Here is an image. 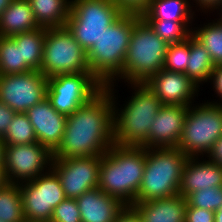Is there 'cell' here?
Here are the masks:
<instances>
[{"label":"cell","instance_id":"6da1fadb","mask_svg":"<svg viewBox=\"0 0 222 222\" xmlns=\"http://www.w3.org/2000/svg\"><path fill=\"white\" fill-rule=\"evenodd\" d=\"M114 144L113 102L104 87L67 116L61 143L52 158L101 156Z\"/></svg>","mask_w":222,"mask_h":222},{"label":"cell","instance_id":"7a4b0ae2","mask_svg":"<svg viewBox=\"0 0 222 222\" xmlns=\"http://www.w3.org/2000/svg\"><path fill=\"white\" fill-rule=\"evenodd\" d=\"M114 85L105 86L113 102L114 144L143 147L148 142L150 127L163 104L146 83H130L135 90L134 95L123 109L118 108Z\"/></svg>","mask_w":222,"mask_h":222},{"label":"cell","instance_id":"3957f363","mask_svg":"<svg viewBox=\"0 0 222 222\" xmlns=\"http://www.w3.org/2000/svg\"><path fill=\"white\" fill-rule=\"evenodd\" d=\"M145 162V147L113 144L101 155L98 188L125 205H133L141 185Z\"/></svg>","mask_w":222,"mask_h":222},{"label":"cell","instance_id":"277c9868","mask_svg":"<svg viewBox=\"0 0 222 222\" xmlns=\"http://www.w3.org/2000/svg\"><path fill=\"white\" fill-rule=\"evenodd\" d=\"M134 25L135 13H124L87 51L89 70L104 86L122 73Z\"/></svg>","mask_w":222,"mask_h":222},{"label":"cell","instance_id":"5b68a950","mask_svg":"<svg viewBox=\"0 0 222 222\" xmlns=\"http://www.w3.org/2000/svg\"><path fill=\"white\" fill-rule=\"evenodd\" d=\"M168 45L139 14H135L123 70L114 81L125 79L128 84L146 83L163 69Z\"/></svg>","mask_w":222,"mask_h":222},{"label":"cell","instance_id":"8992f818","mask_svg":"<svg viewBox=\"0 0 222 222\" xmlns=\"http://www.w3.org/2000/svg\"><path fill=\"white\" fill-rule=\"evenodd\" d=\"M188 156L178 148H146L144 174L135 202L179 194Z\"/></svg>","mask_w":222,"mask_h":222},{"label":"cell","instance_id":"52a82bcc","mask_svg":"<svg viewBox=\"0 0 222 222\" xmlns=\"http://www.w3.org/2000/svg\"><path fill=\"white\" fill-rule=\"evenodd\" d=\"M124 12L112 0H71L66 27L87 52Z\"/></svg>","mask_w":222,"mask_h":222},{"label":"cell","instance_id":"ba28073f","mask_svg":"<svg viewBox=\"0 0 222 222\" xmlns=\"http://www.w3.org/2000/svg\"><path fill=\"white\" fill-rule=\"evenodd\" d=\"M222 136V105L208 101L188 106L177 148L188 157L207 154Z\"/></svg>","mask_w":222,"mask_h":222},{"label":"cell","instance_id":"9c48e42d","mask_svg":"<svg viewBox=\"0 0 222 222\" xmlns=\"http://www.w3.org/2000/svg\"><path fill=\"white\" fill-rule=\"evenodd\" d=\"M40 71L47 78L59 74L90 72L87 52L66 26L46 28Z\"/></svg>","mask_w":222,"mask_h":222},{"label":"cell","instance_id":"30bf717a","mask_svg":"<svg viewBox=\"0 0 222 222\" xmlns=\"http://www.w3.org/2000/svg\"><path fill=\"white\" fill-rule=\"evenodd\" d=\"M104 87L91 72L59 74L47 78L46 97L57 112L68 116Z\"/></svg>","mask_w":222,"mask_h":222},{"label":"cell","instance_id":"8fae6325","mask_svg":"<svg viewBox=\"0 0 222 222\" xmlns=\"http://www.w3.org/2000/svg\"><path fill=\"white\" fill-rule=\"evenodd\" d=\"M25 218L50 222L54 208L66 197L58 175L50 168L31 181L19 184Z\"/></svg>","mask_w":222,"mask_h":222},{"label":"cell","instance_id":"7c38bea8","mask_svg":"<svg viewBox=\"0 0 222 222\" xmlns=\"http://www.w3.org/2000/svg\"><path fill=\"white\" fill-rule=\"evenodd\" d=\"M51 162L52 152L39 142L4 147V169L9 183L31 181L46 173Z\"/></svg>","mask_w":222,"mask_h":222},{"label":"cell","instance_id":"4fadbf2b","mask_svg":"<svg viewBox=\"0 0 222 222\" xmlns=\"http://www.w3.org/2000/svg\"><path fill=\"white\" fill-rule=\"evenodd\" d=\"M47 77L41 71L0 74V101L15 112L25 113L46 98Z\"/></svg>","mask_w":222,"mask_h":222},{"label":"cell","instance_id":"5bb4252c","mask_svg":"<svg viewBox=\"0 0 222 222\" xmlns=\"http://www.w3.org/2000/svg\"><path fill=\"white\" fill-rule=\"evenodd\" d=\"M101 156L52 158L51 169L58 175L66 198L76 199L98 187Z\"/></svg>","mask_w":222,"mask_h":222},{"label":"cell","instance_id":"9a60e30c","mask_svg":"<svg viewBox=\"0 0 222 222\" xmlns=\"http://www.w3.org/2000/svg\"><path fill=\"white\" fill-rule=\"evenodd\" d=\"M146 85L154 92L162 104L191 106L200 89L185 73L161 69ZM194 98V99H193Z\"/></svg>","mask_w":222,"mask_h":222},{"label":"cell","instance_id":"2e32d148","mask_svg":"<svg viewBox=\"0 0 222 222\" xmlns=\"http://www.w3.org/2000/svg\"><path fill=\"white\" fill-rule=\"evenodd\" d=\"M188 107L163 104L149 130L145 148H177Z\"/></svg>","mask_w":222,"mask_h":222},{"label":"cell","instance_id":"e0dca14e","mask_svg":"<svg viewBox=\"0 0 222 222\" xmlns=\"http://www.w3.org/2000/svg\"><path fill=\"white\" fill-rule=\"evenodd\" d=\"M25 113L33 125L37 142L53 152L61 143L67 116L57 112L47 97Z\"/></svg>","mask_w":222,"mask_h":222},{"label":"cell","instance_id":"ac0fdd59","mask_svg":"<svg viewBox=\"0 0 222 222\" xmlns=\"http://www.w3.org/2000/svg\"><path fill=\"white\" fill-rule=\"evenodd\" d=\"M75 200L82 222H114L126 206L121 200L104 193L98 187L87 190Z\"/></svg>","mask_w":222,"mask_h":222},{"label":"cell","instance_id":"d6986e66","mask_svg":"<svg viewBox=\"0 0 222 222\" xmlns=\"http://www.w3.org/2000/svg\"><path fill=\"white\" fill-rule=\"evenodd\" d=\"M200 157H189L183 170L179 194L186 198L189 194L222 186V166Z\"/></svg>","mask_w":222,"mask_h":222},{"label":"cell","instance_id":"ffe728a7","mask_svg":"<svg viewBox=\"0 0 222 222\" xmlns=\"http://www.w3.org/2000/svg\"><path fill=\"white\" fill-rule=\"evenodd\" d=\"M186 205V199L177 194L147 202H135L132 206L139 213L141 222H185Z\"/></svg>","mask_w":222,"mask_h":222},{"label":"cell","instance_id":"44dd1931","mask_svg":"<svg viewBox=\"0 0 222 222\" xmlns=\"http://www.w3.org/2000/svg\"><path fill=\"white\" fill-rule=\"evenodd\" d=\"M40 28L28 0H12L0 15V35L12 37Z\"/></svg>","mask_w":222,"mask_h":222},{"label":"cell","instance_id":"7402d4cb","mask_svg":"<svg viewBox=\"0 0 222 222\" xmlns=\"http://www.w3.org/2000/svg\"><path fill=\"white\" fill-rule=\"evenodd\" d=\"M36 22L43 28L64 27L70 15L71 0H28Z\"/></svg>","mask_w":222,"mask_h":222},{"label":"cell","instance_id":"603a6c76","mask_svg":"<svg viewBox=\"0 0 222 222\" xmlns=\"http://www.w3.org/2000/svg\"><path fill=\"white\" fill-rule=\"evenodd\" d=\"M191 1V0H189ZM188 0H151L140 15L144 20L193 21L194 11Z\"/></svg>","mask_w":222,"mask_h":222},{"label":"cell","instance_id":"cb8c5ba5","mask_svg":"<svg viewBox=\"0 0 222 222\" xmlns=\"http://www.w3.org/2000/svg\"><path fill=\"white\" fill-rule=\"evenodd\" d=\"M215 64L209 52L192 34L190 35V56L185 74L198 86L209 82ZM200 84V85H199Z\"/></svg>","mask_w":222,"mask_h":222},{"label":"cell","instance_id":"d4e9b609","mask_svg":"<svg viewBox=\"0 0 222 222\" xmlns=\"http://www.w3.org/2000/svg\"><path fill=\"white\" fill-rule=\"evenodd\" d=\"M17 44H21L22 60L35 71H40L43 58L46 28L40 27L32 31L23 32L11 37Z\"/></svg>","mask_w":222,"mask_h":222},{"label":"cell","instance_id":"484cf974","mask_svg":"<svg viewBox=\"0 0 222 222\" xmlns=\"http://www.w3.org/2000/svg\"><path fill=\"white\" fill-rule=\"evenodd\" d=\"M32 71L22 60L21 44L0 35V74H21Z\"/></svg>","mask_w":222,"mask_h":222},{"label":"cell","instance_id":"4316f807","mask_svg":"<svg viewBox=\"0 0 222 222\" xmlns=\"http://www.w3.org/2000/svg\"><path fill=\"white\" fill-rule=\"evenodd\" d=\"M194 29V30H193ZM192 29V35L201 42L209 52L215 66L222 65V23L217 20L209 22L197 30Z\"/></svg>","mask_w":222,"mask_h":222},{"label":"cell","instance_id":"83f0119b","mask_svg":"<svg viewBox=\"0 0 222 222\" xmlns=\"http://www.w3.org/2000/svg\"><path fill=\"white\" fill-rule=\"evenodd\" d=\"M24 218L19 184L8 183L0 189V220L22 222Z\"/></svg>","mask_w":222,"mask_h":222},{"label":"cell","instance_id":"f1b7e54d","mask_svg":"<svg viewBox=\"0 0 222 222\" xmlns=\"http://www.w3.org/2000/svg\"><path fill=\"white\" fill-rule=\"evenodd\" d=\"M167 44L182 43L192 34V21L145 20Z\"/></svg>","mask_w":222,"mask_h":222},{"label":"cell","instance_id":"f546056e","mask_svg":"<svg viewBox=\"0 0 222 222\" xmlns=\"http://www.w3.org/2000/svg\"><path fill=\"white\" fill-rule=\"evenodd\" d=\"M2 141L4 145H25L37 142L33 125L26 113H15Z\"/></svg>","mask_w":222,"mask_h":222},{"label":"cell","instance_id":"4dcf8cb0","mask_svg":"<svg viewBox=\"0 0 222 222\" xmlns=\"http://www.w3.org/2000/svg\"><path fill=\"white\" fill-rule=\"evenodd\" d=\"M190 56V36L182 43L169 44L163 69L170 72L185 73Z\"/></svg>","mask_w":222,"mask_h":222},{"label":"cell","instance_id":"1f68e13d","mask_svg":"<svg viewBox=\"0 0 222 222\" xmlns=\"http://www.w3.org/2000/svg\"><path fill=\"white\" fill-rule=\"evenodd\" d=\"M185 199L189 206L205 208L206 210L215 212L219 210L222 205V186L195 191Z\"/></svg>","mask_w":222,"mask_h":222},{"label":"cell","instance_id":"d6a6232c","mask_svg":"<svg viewBox=\"0 0 222 222\" xmlns=\"http://www.w3.org/2000/svg\"><path fill=\"white\" fill-rule=\"evenodd\" d=\"M50 222H82L75 199L65 198L53 210Z\"/></svg>","mask_w":222,"mask_h":222},{"label":"cell","instance_id":"836d02e7","mask_svg":"<svg viewBox=\"0 0 222 222\" xmlns=\"http://www.w3.org/2000/svg\"><path fill=\"white\" fill-rule=\"evenodd\" d=\"M185 222H215V212L187 204Z\"/></svg>","mask_w":222,"mask_h":222},{"label":"cell","instance_id":"e575fe53","mask_svg":"<svg viewBox=\"0 0 222 222\" xmlns=\"http://www.w3.org/2000/svg\"><path fill=\"white\" fill-rule=\"evenodd\" d=\"M124 13L141 15L149 6L151 0H112Z\"/></svg>","mask_w":222,"mask_h":222},{"label":"cell","instance_id":"d590c367","mask_svg":"<svg viewBox=\"0 0 222 222\" xmlns=\"http://www.w3.org/2000/svg\"><path fill=\"white\" fill-rule=\"evenodd\" d=\"M15 111L0 101V138L2 139L11 124Z\"/></svg>","mask_w":222,"mask_h":222},{"label":"cell","instance_id":"8d00e7d4","mask_svg":"<svg viewBox=\"0 0 222 222\" xmlns=\"http://www.w3.org/2000/svg\"><path fill=\"white\" fill-rule=\"evenodd\" d=\"M209 82H212L213 84V89L214 91L217 93V95L219 96V100L221 98V102H222V65H217L213 68L211 77H210ZM212 104H218V105H222V103L218 102H209Z\"/></svg>","mask_w":222,"mask_h":222},{"label":"cell","instance_id":"74e56055","mask_svg":"<svg viewBox=\"0 0 222 222\" xmlns=\"http://www.w3.org/2000/svg\"><path fill=\"white\" fill-rule=\"evenodd\" d=\"M114 222H141L139 213L132 205H126Z\"/></svg>","mask_w":222,"mask_h":222},{"label":"cell","instance_id":"f35d334b","mask_svg":"<svg viewBox=\"0 0 222 222\" xmlns=\"http://www.w3.org/2000/svg\"><path fill=\"white\" fill-rule=\"evenodd\" d=\"M209 161L222 166V136L214 143V146L206 154Z\"/></svg>","mask_w":222,"mask_h":222},{"label":"cell","instance_id":"ab89813d","mask_svg":"<svg viewBox=\"0 0 222 222\" xmlns=\"http://www.w3.org/2000/svg\"><path fill=\"white\" fill-rule=\"evenodd\" d=\"M193 2L201 8H199V11L202 10V12L208 13V10H215L222 3V0H194Z\"/></svg>","mask_w":222,"mask_h":222},{"label":"cell","instance_id":"60d3db41","mask_svg":"<svg viewBox=\"0 0 222 222\" xmlns=\"http://www.w3.org/2000/svg\"><path fill=\"white\" fill-rule=\"evenodd\" d=\"M8 183L9 182L5 173L4 166H0V189L5 187Z\"/></svg>","mask_w":222,"mask_h":222},{"label":"cell","instance_id":"b9f144b4","mask_svg":"<svg viewBox=\"0 0 222 222\" xmlns=\"http://www.w3.org/2000/svg\"><path fill=\"white\" fill-rule=\"evenodd\" d=\"M4 143L0 138V166H4Z\"/></svg>","mask_w":222,"mask_h":222},{"label":"cell","instance_id":"7bdbcfd3","mask_svg":"<svg viewBox=\"0 0 222 222\" xmlns=\"http://www.w3.org/2000/svg\"><path fill=\"white\" fill-rule=\"evenodd\" d=\"M11 2L12 0H0V15Z\"/></svg>","mask_w":222,"mask_h":222},{"label":"cell","instance_id":"ee69618b","mask_svg":"<svg viewBox=\"0 0 222 222\" xmlns=\"http://www.w3.org/2000/svg\"><path fill=\"white\" fill-rule=\"evenodd\" d=\"M215 222H222V205L219 210L215 211Z\"/></svg>","mask_w":222,"mask_h":222},{"label":"cell","instance_id":"f6af8a7d","mask_svg":"<svg viewBox=\"0 0 222 222\" xmlns=\"http://www.w3.org/2000/svg\"><path fill=\"white\" fill-rule=\"evenodd\" d=\"M219 7H220V8H219ZM217 9H218L219 11L221 10V13H222V3H221L215 10H217ZM221 13H218V14L221 15V17H220V18H217V19H218L219 22L222 23V14H221Z\"/></svg>","mask_w":222,"mask_h":222},{"label":"cell","instance_id":"bcb514c9","mask_svg":"<svg viewBox=\"0 0 222 222\" xmlns=\"http://www.w3.org/2000/svg\"><path fill=\"white\" fill-rule=\"evenodd\" d=\"M22 222H45V221L30 220V219L24 218Z\"/></svg>","mask_w":222,"mask_h":222}]
</instances>
